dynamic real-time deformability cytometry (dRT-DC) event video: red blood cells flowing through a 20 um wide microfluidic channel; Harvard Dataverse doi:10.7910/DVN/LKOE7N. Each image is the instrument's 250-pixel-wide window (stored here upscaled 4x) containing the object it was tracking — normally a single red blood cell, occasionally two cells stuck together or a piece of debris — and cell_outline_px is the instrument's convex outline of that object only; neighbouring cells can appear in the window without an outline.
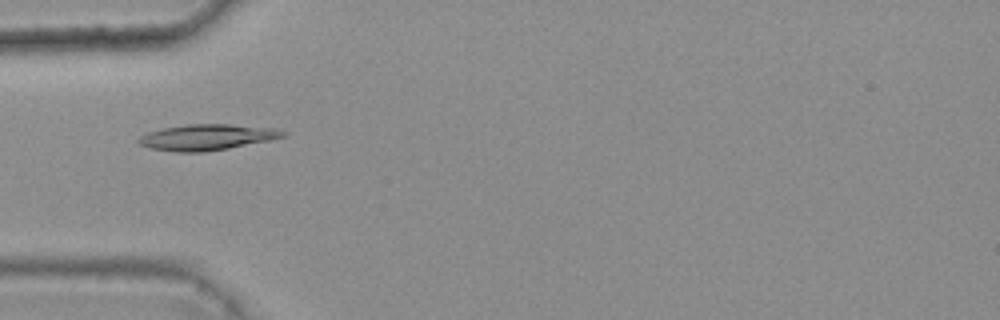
{"species": "common noctule bat (a hibernating species)", "species_latin": "Nyctalus noctula", "temperature_condition": "warm", "stored_images_in_passage": 6, "camera_frame_rate_fps": 3000, "um_per_image_px": 0.085, "animal": {"sex": "female", "body_mass_g": 25.1}, "frame": {"image": 1, "passage_image": 4, "time_ms": 1.0, "image_size_px": [1000, 320], "cell_outline_px": [[288, 136], [228, 148], [204, 152], [176, 152], [152, 148], [140, 144], [136, 140], [140, 136], [148, 132], [164, 128], [188, 124], [228, 124], [276, 128], [288, 132]], "centroid_in_image_um": [17.62, 11.66], "position_along_channel_um": 67.4, "area_um2": 21.68}}
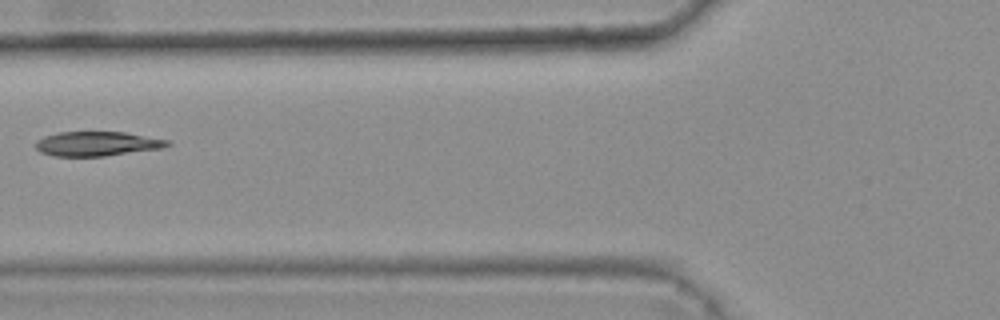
{"frame": {"image": 2, "passage_image": 5, "time_ms": 1.333, "image_size_px": [1000, 320], "cell_outline_px": [[172, 144], [160, 148], [104, 156], [52, 156], [40, 152], [36, 148], [36, 140], [44, 136], [60, 132], [124, 132], [168, 140]], "centroid_in_image_um": [8.2, 12.22], "position_along_channel_um": 117.6, "area_um2": 18.61}}
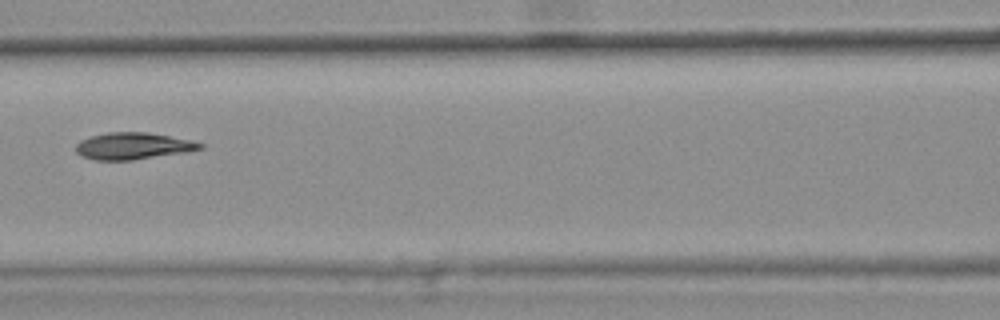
{"frame": {"image": 3, "passage_image": 6, "time_ms": 1.667, "image_size_px": [1000, 320], "cell_outline_px": [[204, 148], [188, 152], [132, 160], [96, 160], [80, 156], [76, 152], [76, 144], [80, 140], [92, 136], [108, 132], [148, 132], [192, 140], [204, 144]], "centroid_in_image_um": [11.33, 12.41], "position_along_channel_um": 155.3, "area_um2": 19.54}}